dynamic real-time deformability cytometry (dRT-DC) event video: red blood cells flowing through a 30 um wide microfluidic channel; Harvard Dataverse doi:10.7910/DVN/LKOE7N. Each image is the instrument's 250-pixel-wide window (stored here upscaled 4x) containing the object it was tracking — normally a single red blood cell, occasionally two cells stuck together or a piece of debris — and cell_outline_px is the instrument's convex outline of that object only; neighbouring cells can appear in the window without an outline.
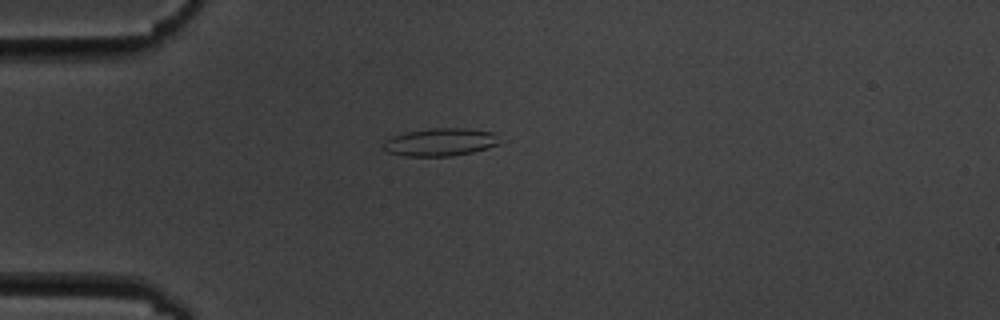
{"species": "common noctule bat (a hibernating species)", "species_latin": "Nyctalus noctula", "temperature_condition": "cold", "stored_images_in_passage": 7, "camera_frame_rate_fps": 3000, "um_per_image_px": 0.085, "animal": {"sex": "male", "body_mass_g": 19.5, "forearm_length_mm": 54.6}, "frame": {"image": 1, "passage_image": 4, "time_ms": 3.333, "image_size_px": [1000, 320], "cell_outline_px": [[508, 140], [500, 144], [488, 148], [472, 152], [452, 156], [404, 156], [388, 152], [384, 148], [384, 144], [392, 136], [408, 132], [432, 128], [468, 128], [496, 132]], "centroid_in_image_um": [37.61, 12.07], "position_along_channel_um": 47.4, "area_um2": 19.19}}
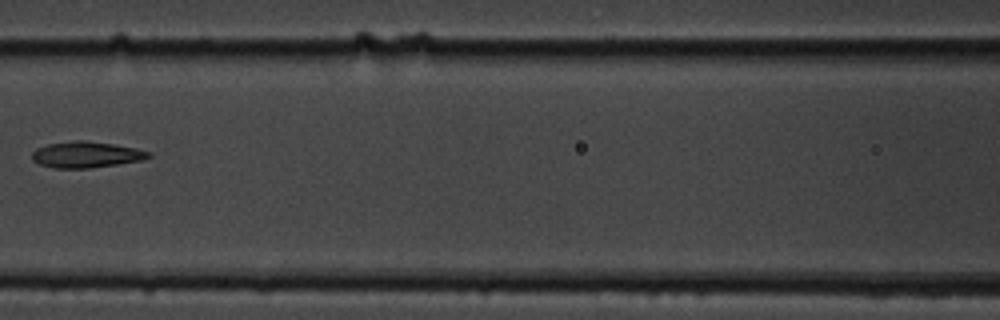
{"frame": {"image": 2, "passage_image": 7, "time_ms": 7.0, "image_size_px": [1000, 320], "cell_outline_px": [[152, 156], [140, 160], [116, 164], [88, 168], [56, 168], [40, 164], [32, 160], [32, 152], [36, 148], [48, 144], [76, 140], [84, 140], [112, 144], [136, 148], [152, 152]], "centroid_in_image_um": [7.32, 13.13], "position_along_channel_um": 159.3, "area_um2": 17.57}}